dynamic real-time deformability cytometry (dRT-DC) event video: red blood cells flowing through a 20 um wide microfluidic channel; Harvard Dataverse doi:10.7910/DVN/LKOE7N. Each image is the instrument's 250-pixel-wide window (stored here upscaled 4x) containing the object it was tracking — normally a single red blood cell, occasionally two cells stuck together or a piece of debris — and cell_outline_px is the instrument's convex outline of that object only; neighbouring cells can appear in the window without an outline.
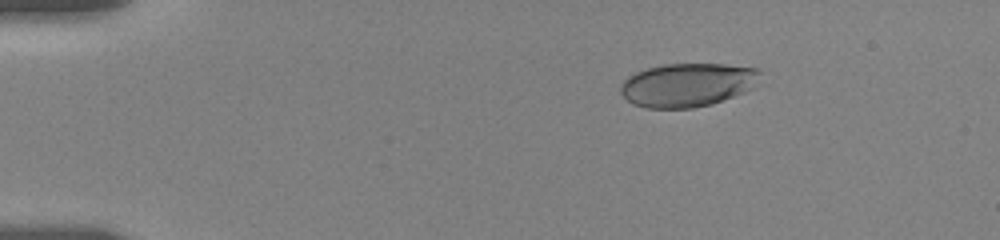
{"species": "human", "species_latin": "Homo sapiens", "temperature_condition": "room temperature", "stored_images_in_passage": 13, "camera_frame_rate_fps": 3000, "um_per_image_px": 0.085, "donor": {"sex": "female"}, "frame": {"image": 1, "passage_image": 4, "time_ms": 2.667, "image_size_px": [1000, 240], "cell_outline_px": [[760, 72], [752, 88], [744, 92], [712, 104], [692, 108], [644, 108], [632, 104], [620, 92], [620, 84], [628, 76], [636, 72], [660, 64], [724, 64], [756, 68]], "centroid_in_image_um": [58.38, 7.22], "position_along_channel_um": 26.6, "area_um2": 35.37}}
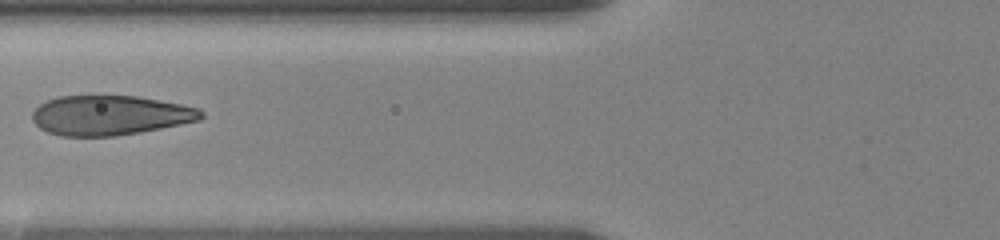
{"frame": {"image": 2, "passage_image": 9, "time_ms": 7.333, "image_size_px": [1000, 240], "cell_outline_px": [[204, 116], [200, 120], [140, 132], [116, 136], [60, 136], [48, 132], [40, 128], [32, 120], [32, 112], [40, 104], [56, 96], [136, 96], [160, 100], [200, 108], [204, 112]], "centroid_in_image_um": [9.35, 9.8], "position_along_channel_um": 116.4, "area_um2": 39.07}}
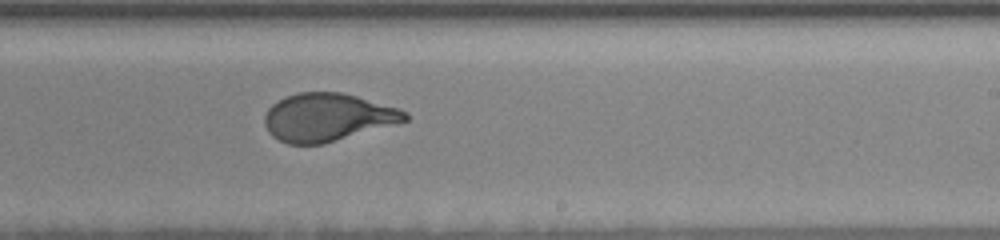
{"frame": {"image": 3, "passage_image": 13, "time_ms": 11.333, "image_size_px": [1000, 240], "cell_outline_px": [[408, 120], [324, 144], [288, 144], [272, 136], [268, 132], [264, 124], [264, 116], [268, 108], [272, 104], [288, 96], [300, 92], [340, 92], [356, 96], [400, 108], [408, 112]], "centroid_in_image_um": [27.83, 9.97], "position_along_channel_um": 261.2, "area_um2": 39.07}}